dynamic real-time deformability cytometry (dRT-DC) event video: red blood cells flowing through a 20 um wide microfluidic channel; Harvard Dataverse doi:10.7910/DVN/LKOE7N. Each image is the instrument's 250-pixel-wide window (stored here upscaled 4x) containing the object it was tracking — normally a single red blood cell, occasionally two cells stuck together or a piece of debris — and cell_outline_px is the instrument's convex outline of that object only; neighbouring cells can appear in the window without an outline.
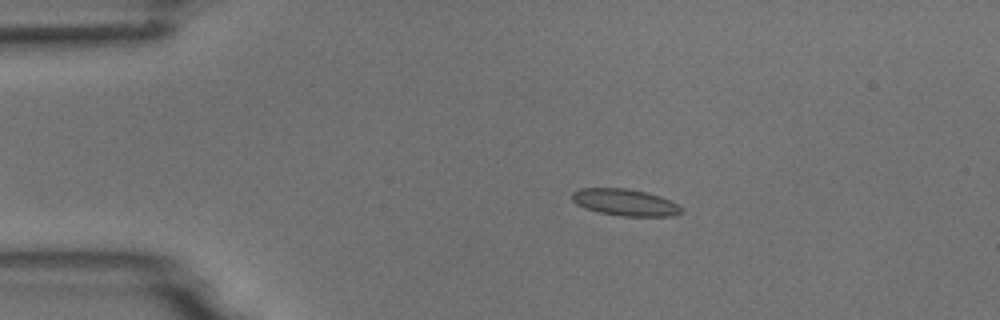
{"species": "common noctule bat (a hibernating species)", "species_latin": "Nyctalus noctula", "temperature_condition": "room temperature", "stored_images_in_passage": 45, "camera_frame_rate_fps": 3000, "um_per_image_px": 0.085, "animal": {"sex": "male", "body_mass_g": 18.8}, "frame": {"image": 1, "passage_image": 1, "time_ms": 0.0, "image_size_px": [1000, 320], "cell_outline_px": [[684, 212], [672, 216], [620, 216], [600, 212], [584, 208], [576, 204], [572, 200], [572, 192], [580, 188], [628, 188], [648, 192], [660, 196], [680, 204], [684, 208]], "centroid_in_image_um": [53.17, 17.2], "position_along_channel_um": 31.8, "area_um2": 17.34}}
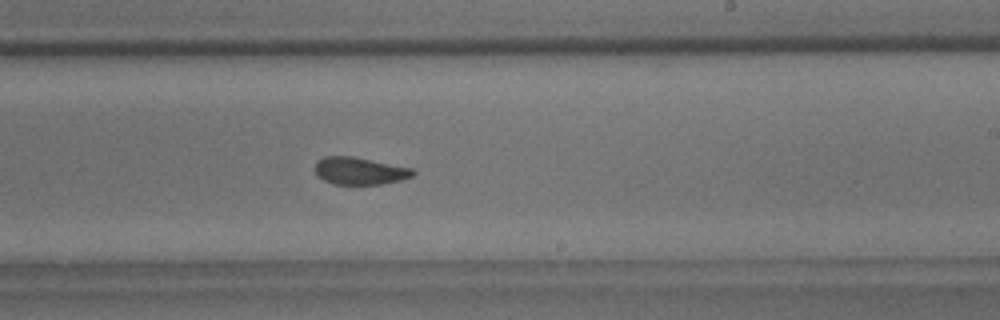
{"frame": {"image": 2, "passage_image": 23, "time_ms": 7.333, "image_size_px": [1000, 320], "cell_outline_px": [[416, 172], [412, 176], [400, 180], [380, 184], [336, 184], [324, 180], [316, 172], [316, 164], [324, 156], [352, 156], [412, 168]], "centroid_in_image_um": [30.6, 14.52], "position_along_channel_um": 258.4, "area_um2": 15.26}}
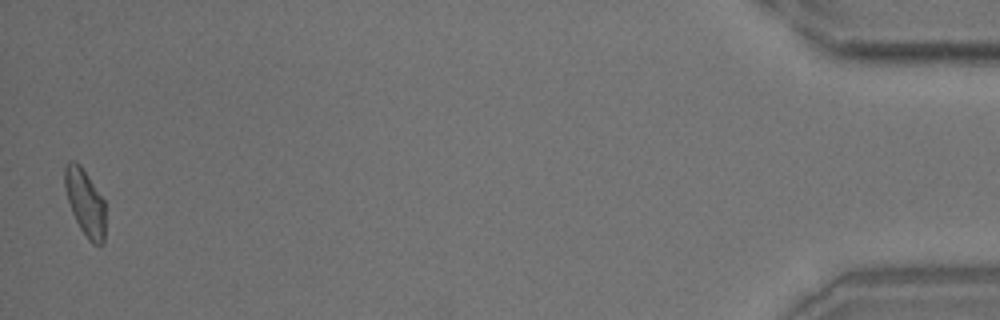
{"frame": {"image": 3, "passage_image": 44, "time_ms": 14.333, "image_size_px": [1000, 320], "cell_outline_px": [[104, 244], [92, 244], [88, 240], [80, 228], [72, 212], [68, 200], [64, 184], [64, 164], [68, 160], [76, 160], [80, 164], [104, 200]], "centroid_in_image_um": [7.21, 17.17], "position_along_channel_um": 428.0, "area_um2": 15.72}, "authors_computed_cell_mechanics": {"area_um2": 16.1262, "velocity_mm_per_s": 3.722, "shape_relaxation_time_tau1_ms": 6.9313, "shape_relaxation_time_tau2_ms": 1.7693, "deformation_change_tau1": 0.1364, "deformation_change_tau2": 0.0569}}